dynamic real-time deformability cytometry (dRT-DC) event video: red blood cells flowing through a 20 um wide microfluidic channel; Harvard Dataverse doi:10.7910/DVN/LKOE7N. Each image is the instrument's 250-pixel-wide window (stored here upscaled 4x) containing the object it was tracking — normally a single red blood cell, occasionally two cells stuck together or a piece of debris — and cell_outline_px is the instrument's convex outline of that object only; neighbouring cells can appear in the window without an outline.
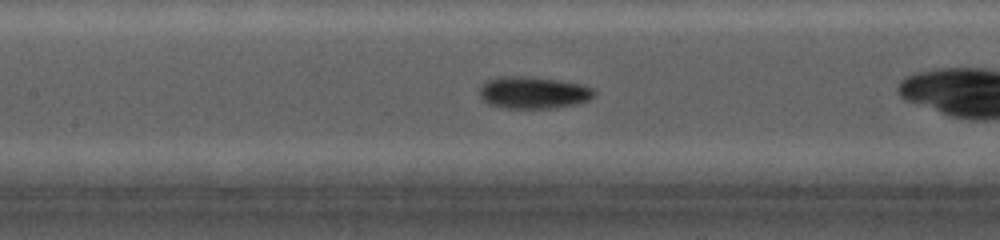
{"species": "common noctule bat (a hibernating species)", "species_latin": "Nyctalus noctula", "temperature_condition": "cold", "stored_images_in_passage": 52, "camera_frame_rate_fps": 5000, "um_per_image_px": 0.085, "animal": {"sex": "female", "body_mass_g": 19.0, "forearm_length_mm": 56.7}, "frame": {"image": 1, "passage_image": 14, "time_ms": 2.6, "image_size_px": [1000, 240], "cell_outline_px": [[596, 92], [588, 100], [576, 104], [556, 108], [500, 108], [488, 104], [480, 96], [480, 88], [488, 80], [500, 76], [524, 76], [560, 80], [584, 84], [592, 88]], "centroid_in_image_um": [45.35, 7.87], "position_along_channel_um": 162.1, "area_um2": 21.5}}
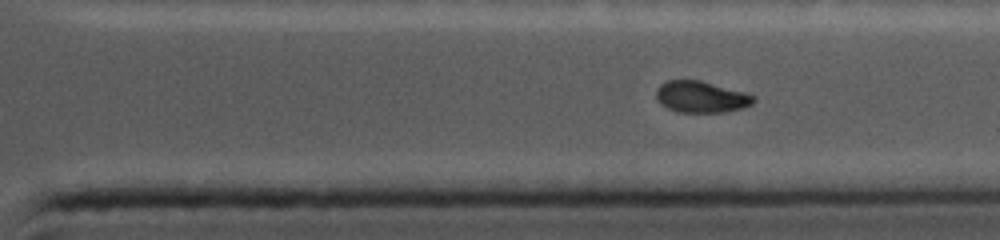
{"frame": {"image": 2, "passage_image": 39, "time_ms": 7.6, "image_size_px": [1000, 240], "cell_outline_px": [[756, 100], [752, 104], [744, 108], [724, 112], [680, 112], [668, 108], [660, 104], [656, 100], [656, 88], [660, 84], [668, 80], [700, 80], [744, 92], [756, 96]], "centroid_in_image_um": [59.59, 8.23], "position_along_channel_um": 351.8, "area_um2": 17.98}}
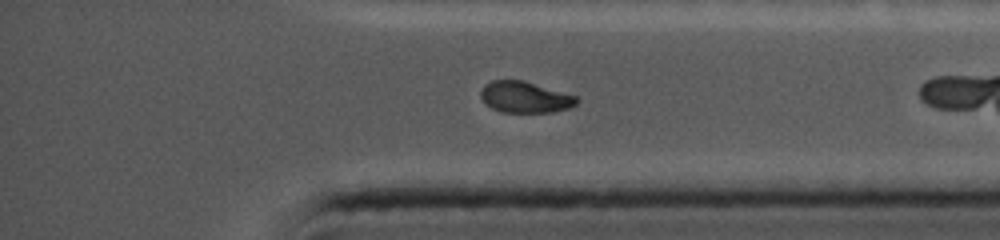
{"frame": {"image": 3, "passage_image": 44, "time_ms": 8.6, "image_size_px": [1000, 240], "cell_outline_px": [[580, 100], [576, 104], [568, 108], [552, 112], [500, 112], [492, 108], [480, 96], [480, 92], [484, 84], [492, 80], [524, 80], [576, 96]], "centroid_in_image_um": [44.62, 8.25], "position_along_channel_um": 390.6, "area_um2": 17.4}}